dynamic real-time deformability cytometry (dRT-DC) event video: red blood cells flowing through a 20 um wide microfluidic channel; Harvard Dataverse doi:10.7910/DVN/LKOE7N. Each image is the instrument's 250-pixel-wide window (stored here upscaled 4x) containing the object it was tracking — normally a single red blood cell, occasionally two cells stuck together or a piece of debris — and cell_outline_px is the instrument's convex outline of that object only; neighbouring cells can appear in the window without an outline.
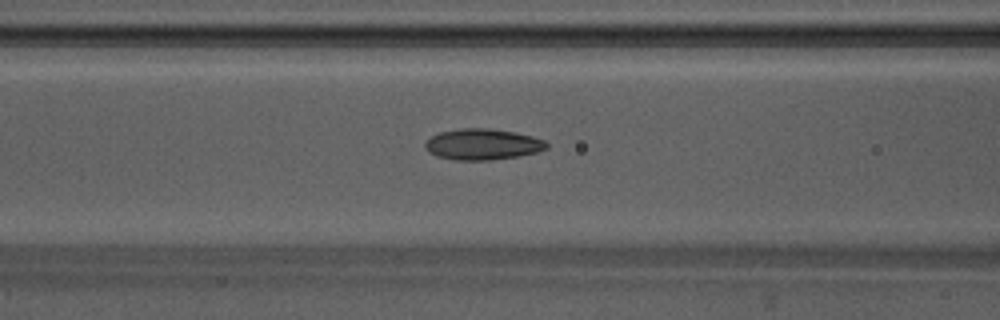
{"species": "Egyptian fruit bat (a non-hibernating species)", "species_latin": "Rousettus aegyptiacus", "temperature_condition": "warm", "stored_images_in_passage": 13, "camera_frame_rate_fps": 3000, "um_per_image_px": 0.085, "animal": {"sex": "male"}, "frame": {"image": 1, "passage_image": 11, "time_ms": 3.333, "image_size_px": [1000, 320], "cell_outline_px": [[548, 148], [536, 152], [516, 156], [488, 160], [456, 160], [436, 156], [424, 148], [424, 144], [432, 136], [440, 132], [460, 128], [488, 128], [516, 132], [532, 136], [544, 140], [548, 144]], "centroid_in_image_um": [41.01, 12.26], "position_along_channel_um": 125.6, "area_um2": 21.85}}